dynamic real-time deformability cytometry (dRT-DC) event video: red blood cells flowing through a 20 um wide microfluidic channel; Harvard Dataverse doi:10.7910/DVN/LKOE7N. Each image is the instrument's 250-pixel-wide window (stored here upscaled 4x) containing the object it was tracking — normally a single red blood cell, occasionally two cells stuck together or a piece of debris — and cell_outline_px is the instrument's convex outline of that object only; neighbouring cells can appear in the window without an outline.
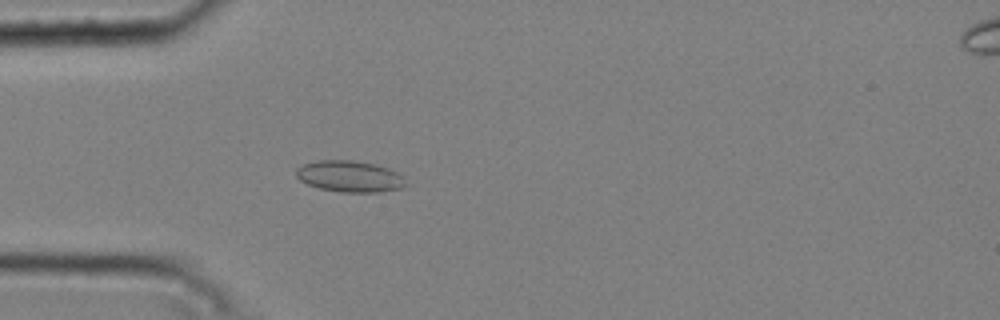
{"species": "common noctule bat (a hibernating species)", "species_latin": "Nyctalus noctula", "temperature_condition": "cold", "stored_images_in_passage": 38, "camera_frame_rate_fps": 3000, "um_per_image_px": 0.085, "animal": {"sex": "male", "body_mass_g": 20.4}, "frame": {"image": 1, "passage_image": 2, "time_ms": 0.333, "image_size_px": [1000, 320], "cell_outline_px": [[408, 184], [404, 188], [380, 192], [340, 192], [320, 188], [308, 184], [300, 180], [296, 176], [296, 168], [304, 164], [320, 160], [352, 160], [376, 164], [388, 168], [404, 176]], "centroid_in_image_um": [29.77, 15.0], "position_along_channel_um": 55.2, "area_um2": 20.17}}
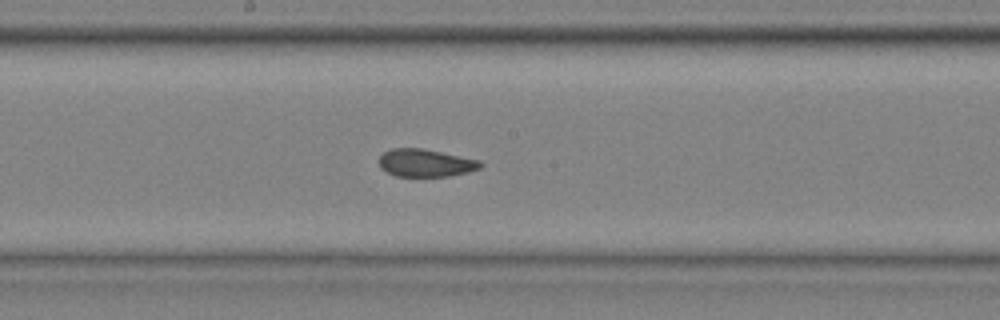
{"frame": {"image": 2, "passage_image": 15, "time_ms": 4.667, "image_size_px": [1000, 320], "cell_outline_px": [[484, 164], [480, 168], [468, 172], [448, 176], [396, 176], [380, 168], [380, 156], [384, 152], [392, 148], [424, 148], [480, 160]], "centroid_in_image_um": [36.19, 13.84], "position_along_channel_um": 212.0, "area_um2": 16.36}}
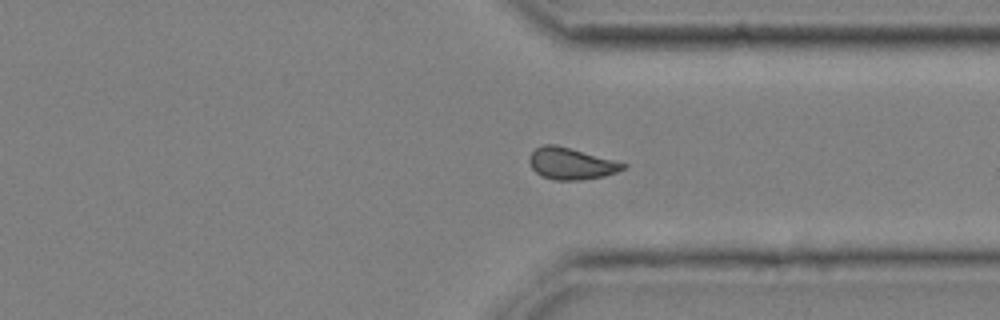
{"frame": {"image": 3, "passage_image": 27, "time_ms": 8.667, "image_size_px": [1000, 320], "cell_outline_px": [[628, 164], [624, 168], [616, 172], [604, 176], [580, 180], [552, 180], [540, 176], [532, 168], [528, 160], [532, 152], [536, 148], [544, 144], [556, 144]], "centroid_in_image_um": [48.51, 13.91], "position_along_channel_um": 362.9, "area_um2": 17.22}, "authors_computed_cell_mechanics": {"area_um2": 16.9932, "velocity_mm_per_s": 3.7504, "shape_relaxation_time_tau1_ms": null, "shape_relaxation_time_tau2_ms": 0.9877, "deformation_change_tau1": null, "deformation_change_tau2": 0.0542}}